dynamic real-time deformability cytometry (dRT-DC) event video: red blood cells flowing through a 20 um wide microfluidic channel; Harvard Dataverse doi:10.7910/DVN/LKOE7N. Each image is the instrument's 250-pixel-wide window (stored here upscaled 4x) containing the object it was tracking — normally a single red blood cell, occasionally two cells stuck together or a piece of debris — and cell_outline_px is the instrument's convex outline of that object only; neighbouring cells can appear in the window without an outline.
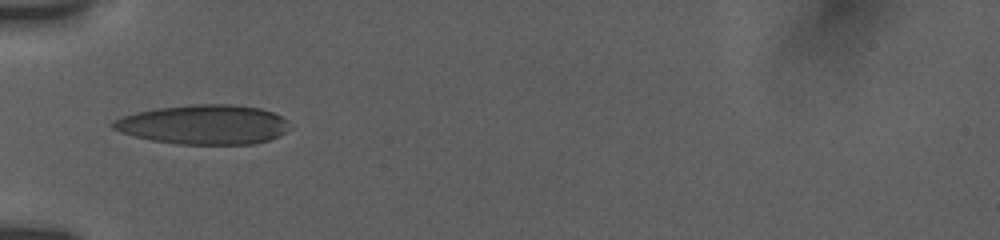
{"species": "human", "species_latin": "Homo sapiens", "temperature_condition": "room temperature", "stored_images_in_passage": 2, "camera_frame_rate_fps": 3000, "um_per_image_px": 0.085, "donor": {"sex": "female"}, "frame": {"image": 1, "passage_image": 1, "time_ms": 0.0, "image_size_px": [1000, 240], "cell_outline_px": [[292, 128], [280, 136], [268, 140], [252, 144], [180, 144], [152, 140], [120, 132], [112, 128], [112, 124], [116, 120], [124, 116], [136, 112], [156, 108], [192, 104], [232, 104], [260, 108], [272, 112], [288, 120]], "centroid_in_image_um": [17.38, 10.58], "position_along_channel_um": 67.6, "area_um2": 40.69}}